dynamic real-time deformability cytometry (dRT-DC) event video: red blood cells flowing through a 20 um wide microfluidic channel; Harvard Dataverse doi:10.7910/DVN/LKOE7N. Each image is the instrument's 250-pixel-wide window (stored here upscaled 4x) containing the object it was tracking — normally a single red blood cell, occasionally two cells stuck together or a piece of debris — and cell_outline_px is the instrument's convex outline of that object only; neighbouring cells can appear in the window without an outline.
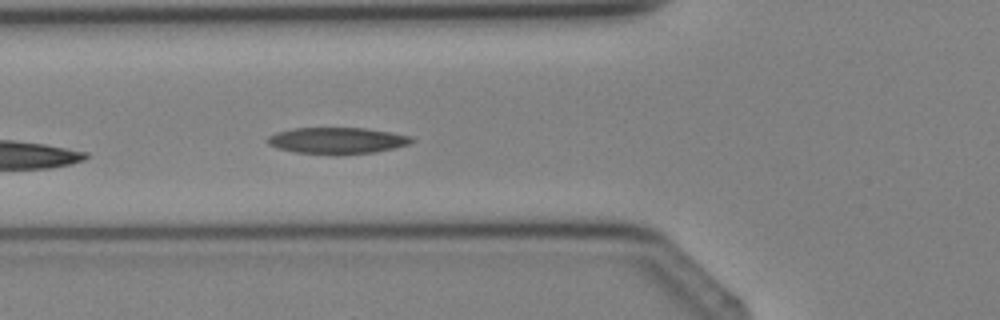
{"species": "Egyptian fruit bat (a non-hibernating species)", "species_latin": "Rousettus aegyptiacus", "temperature_condition": "cold", "stored_images_in_passage": 4, "camera_frame_rate_fps": 3000, "um_per_image_px": 0.085, "animal": {"sex": "female"}, "frame": {"image": 1, "passage_image": 4, "time_ms": 3.667, "image_size_px": [1000, 320], "cell_outline_px": [[416, 140], [408, 144], [376, 152], [296, 152], [280, 148], [268, 144], [268, 136], [276, 132], [292, 128], [364, 128], [392, 132], [412, 136]], "centroid_in_image_um": [28.69, 11.9], "position_along_channel_um": 97.1, "area_um2": 21.27}}